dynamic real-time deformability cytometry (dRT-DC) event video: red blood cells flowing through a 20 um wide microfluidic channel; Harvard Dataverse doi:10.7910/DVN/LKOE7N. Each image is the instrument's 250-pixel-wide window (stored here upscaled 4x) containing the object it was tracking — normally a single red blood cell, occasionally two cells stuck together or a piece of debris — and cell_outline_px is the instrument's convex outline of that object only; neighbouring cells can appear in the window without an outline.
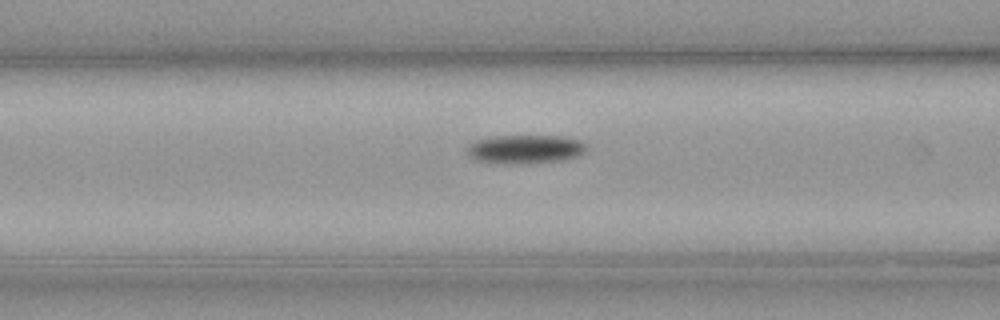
{"species": "common noctule bat (a hibernating species)", "species_latin": "Nyctalus noctula", "temperature_condition": "cold", "stored_images_in_passage": 37, "camera_frame_rate_fps": 3000, "um_per_image_px": 0.085, "animal": {"sex": "male", "body_mass_g": 23.1, "forearm_length_mm": 52.7}, "frame": {"image": 1, "passage_image": 13, "time_ms": 4.0, "image_size_px": [1000, 320], "cell_outline_px": [[588, 148], [584, 152], [576, 156], [560, 160], [476, 160], [468, 156], [468, 144], [476, 140], [496, 136], [564, 136], [584, 140], [588, 144]], "centroid_in_image_um": [44.74, 12.59], "position_along_channel_um": 121.9, "area_um2": 18.73}}
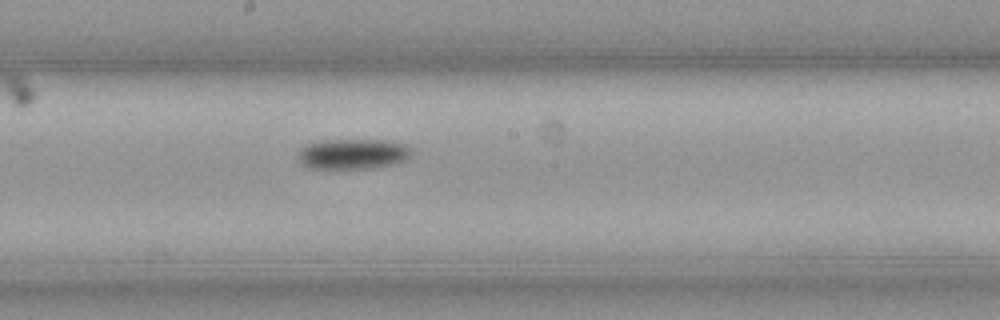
{"frame": {"image": 2, "passage_image": 21, "time_ms": 6.667, "image_size_px": [1000, 320], "cell_outline_px": [[412, 156], [408, 160], [392, 164], [372, 168], [340, 172], [308, 168], [300, 164], [296, 160], [296, 156], [300, 148], [304, 144], [320, 140], [392, 140], [408, 144], [412, 152]], "centroid_in_image_um": [29.93, 13.13], "position_along_channel_um": 218.3, "area_um2": 21.62}}
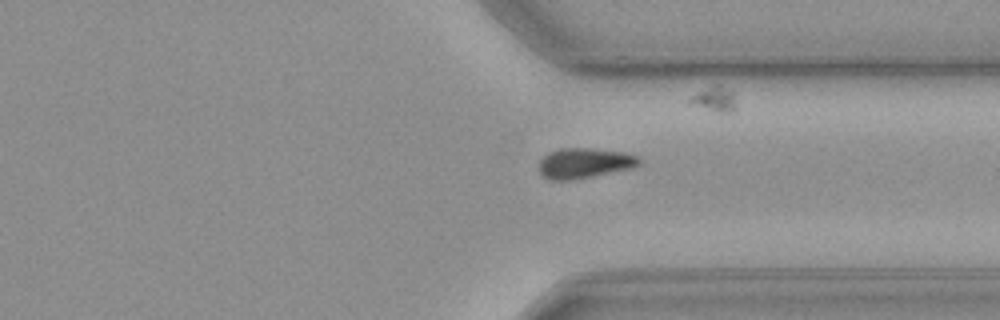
{"frame": {"image": 3, "passage_image": 33, "time_ms": 10.667, "image_size_px": [1000, 320], "cell_outline_px": [[640, 164], [632, 168], [568, 180], [548, 180], [540, 172], [540, 160], [548, 152], [560, 148], [588, 148], [628, 152], [640, 156]], "centroid_in_image_um": [49.7, 13.84], "position_along_channel_um": 361.7, "area_um2": 17.57}}